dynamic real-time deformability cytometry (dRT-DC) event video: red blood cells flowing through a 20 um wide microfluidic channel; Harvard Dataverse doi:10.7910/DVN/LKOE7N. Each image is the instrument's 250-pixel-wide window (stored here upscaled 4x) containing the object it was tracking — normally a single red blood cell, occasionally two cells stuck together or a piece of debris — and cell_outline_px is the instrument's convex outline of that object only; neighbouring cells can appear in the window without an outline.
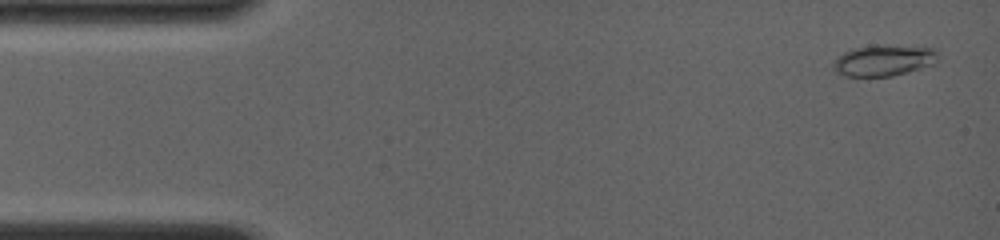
{"species": "common noctule bat (a hibernating species)", "species_latin": "Nyctalus noctula", "temperature_condition": "room temperature", "stored_images_in_passage": 46, "camera_frame_rate_fps": 4000, "um_per_image_px": 0.085, "animal": {"sex": "female", "body_mass_g": 19.0, "forearm_length_mm": 56.7}, "frame": {"image": 1, "passage_image": 2, "time_ms": 0.5, "image_size_px": [1000, 240], "cell_outline_px": [[936, 52], [932, 64], [892, 76], [848, 76], [836, 72], [832, 68], [832, 64], [844, 52], [856, 48], [884, 44], [924, 44], [932, 48]], "centroid_in_image_um": [75.13, 5.09], "position_along_channel_um": 9.9, "area_um2": 19.02}}
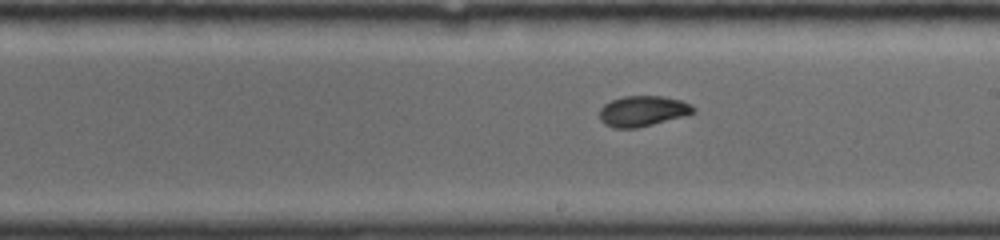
{"frame": {"image": 2, "passage_image": 25, "time_ms": 8.75, "image_size_px": [1000, 240], "cell_outline_px": [[696, 112], [684, 116], [636, 128], [612, 128], [604, 124], [600, 120], [600, 108], [604, 104], [612, 100], [624, 96], [664, 96], [680, 100], [692, 104], [696, 108]], "centroid_in_image_um": [54.64, 9.44], "position_along_channel_um": 234.4, "area_um2": 16.76}}
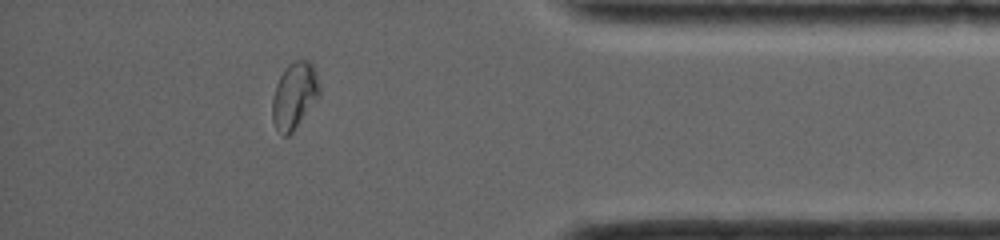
{"frame": {"image": 3, "passage_image": 39, "time_ms": 13.5, "image_size_px": [1000, 240], "cell_outline_px": [[320, 96], [292, 132], [288, 136], [284, 136], [276, 128], [272, 120], [272, 96], [276, 84], [284, 68], [288, 64], [296, 60], [308, 60], [312, 64], [316, 72], [320, 88]], "centroid_in_image_um": [25.02, 8.11], "position_along_channel_um": 410.2, "area_um2": 18.32}, "authors_computed_cell_mechanics": {"area_um2": 17.3111, "velocity_mm_per_s": 4.0747, "shape_relaxation_time_tau1_ms": 6.2024, "shape_relaxation_time_tau2_ms": 1.4069, "deformation_change_tau1": 0.1625, "deformation_change_tau2": 0.0328}}